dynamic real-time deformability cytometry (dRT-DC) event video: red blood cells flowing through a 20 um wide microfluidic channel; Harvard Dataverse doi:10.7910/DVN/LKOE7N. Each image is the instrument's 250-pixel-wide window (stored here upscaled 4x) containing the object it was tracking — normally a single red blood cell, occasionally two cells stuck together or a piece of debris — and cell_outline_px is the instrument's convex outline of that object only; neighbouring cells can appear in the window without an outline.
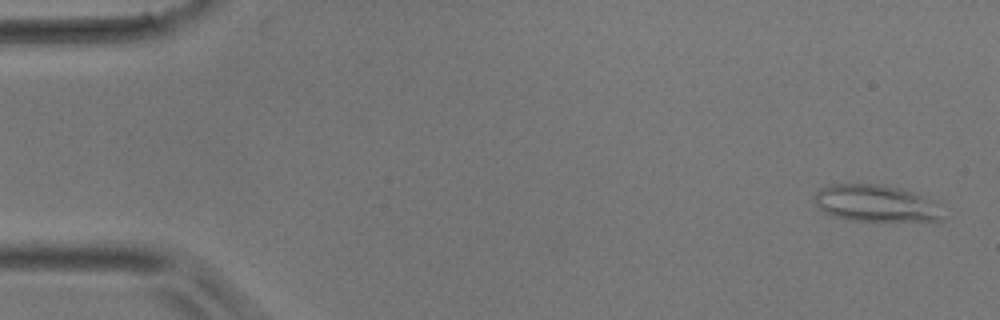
{"species": "common noctule bat (a hibernating species)", "species_latin": "Nyctalus noctula", "temperature_condition": "room temperature", "stored_images_in_passage": 49, "camera_frame_rate_fps": 3000, "um_per_image_px": 0.085, "animal": {"sex": "male", "body_mass_g": 17.9}, "frame": {"image": 1, "passage_image": 2, "time_ms": 0.333, "image_size_px": [1000, 320], "cell_outline_px": [[940, 220], [852, 220], [836, 216], [824, 212], [812, 200], [812, 196], [820, 188], [832, 184], [876, 184], [900, 188], [912, 192], [920, 196], [940, 216]], "centroid_in_image_um": [74.2, 17.25], "position_along_channel_um": 10.8, "area_um2": 26.07}}
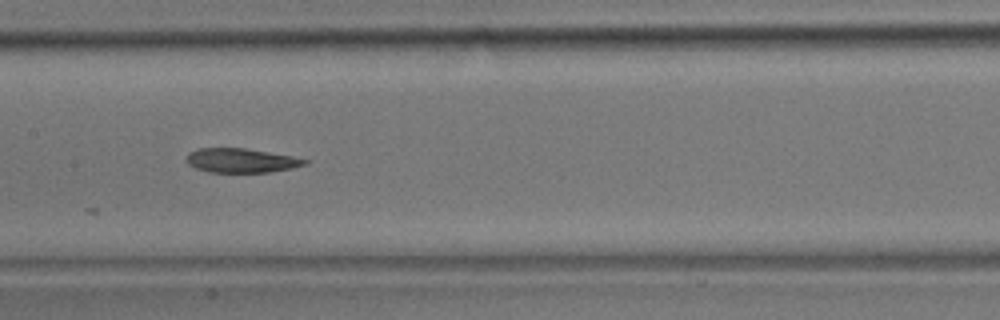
{"frame": {"image": 2, "passage_image": 24, "time_ms": 7.667, "image_size_px": [1000, 320], "cell_outline_px": [[308, 164], [292, 168], [272, 172], [208, 172], [196, 168], [188, 164], [184, 160], [188, 152], [200, 148], [244, 148], [292, 156], [308, 160]], "centroid_in_image_um": [20.47, 13.64], "position_along_channel_um": 186.9, "area_um2": 16.76}}
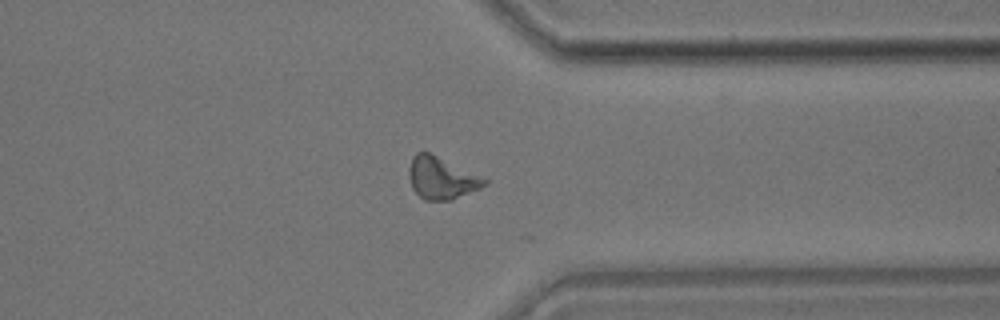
{"frame": {"image": 3, "passage_image": 38, "time_ms": 12.333, "image_size_px": [1000, 320], "cell_outline_px": [[488, 184], [480, 188], [452, 200], [424, 200], [412, 188], [408, 176], [408, 168], [412, 156], [416, 152], [428, 152], [488, 180]], "centroid_in_image_um": [37.48, 15.14], "position_along_channel_um": 373.9, "area_um2": 18.26}}